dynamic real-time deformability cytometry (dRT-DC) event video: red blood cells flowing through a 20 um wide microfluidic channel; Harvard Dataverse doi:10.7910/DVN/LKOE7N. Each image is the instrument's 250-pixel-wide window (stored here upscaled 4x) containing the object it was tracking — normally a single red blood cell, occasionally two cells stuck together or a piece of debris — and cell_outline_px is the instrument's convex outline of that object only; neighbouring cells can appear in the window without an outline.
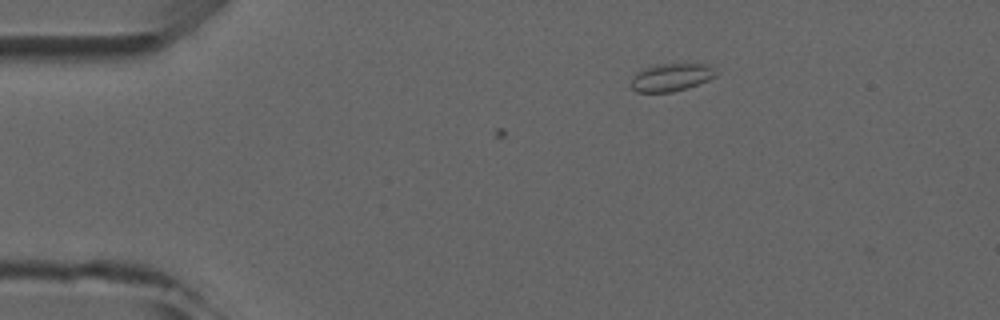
{"species": "common noctule bat (a hibernating species)", "species_latin": "Nyctalus noctula", "temperature_condition": "room temperature", "stored_images_in_passage": 2, "camera_frame_rate_fps": 3000, "um_per_image_px": 0.085, "animal": {"sex": "male", "forearm_length_mm": 52.5}, "frame": {"image": 1, "passage_image": 1, "time_ms": 0.0, "image_size_px": [1000, 320], "cell_outline_px": [[716, 76], [708, 80], [688, 88], [672, 92], [636, 92], [632, 88], [632, 80], [636, 72], [652, 64], [708, 64], [716, 72]], "centroid_in_image_um": [57.04, 6.57], "position_along_channel_um": 28.0, "area_um2": 13.7}}